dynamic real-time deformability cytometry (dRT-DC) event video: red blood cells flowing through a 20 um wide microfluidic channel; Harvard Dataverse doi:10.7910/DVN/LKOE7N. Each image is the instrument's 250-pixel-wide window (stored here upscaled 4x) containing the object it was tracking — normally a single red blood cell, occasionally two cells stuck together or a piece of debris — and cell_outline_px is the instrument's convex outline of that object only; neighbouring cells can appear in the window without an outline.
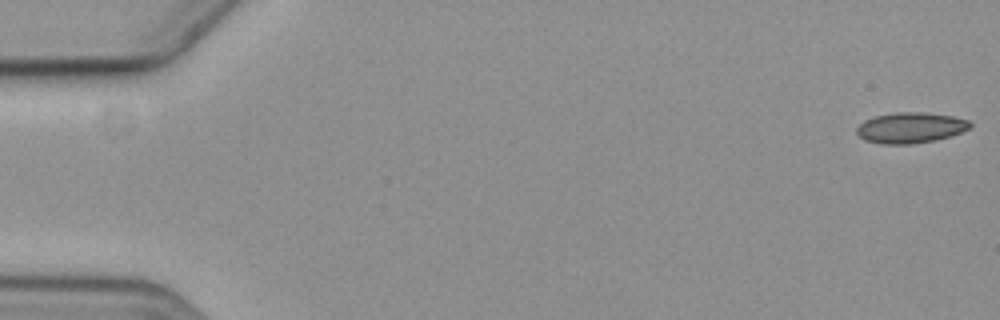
{"species": "common noctule bat (a hibernating species)", "species_latin": "Nyctalus noctula", "temperature_condition": "cold", "stored_images_in_passage": 3, "camera_frame_rate_fps": 3000, "um_per_image_px": 0.085, "animal": {"sex": "female", "body_mass_g": 19.3, "forearm_length_mm": 54.1}, "frame": {"image": 1, "passage_image": 1, "time_ms": 0.0, "image_size_px": [1000, 320], "cell_outline_px": [[972, 128], [936, 140], [912, 144], [880, 144], [864, 140], [856, 132], [856, 128], [864, 120], [876, 116], [896, 112], [920, 112], [952, 116], [968, 120], [972, 124]], "centroid_in_image_um": [77.38, 10.86], "position_along_channel_um": 7.6, "area_um2": 20.23}}